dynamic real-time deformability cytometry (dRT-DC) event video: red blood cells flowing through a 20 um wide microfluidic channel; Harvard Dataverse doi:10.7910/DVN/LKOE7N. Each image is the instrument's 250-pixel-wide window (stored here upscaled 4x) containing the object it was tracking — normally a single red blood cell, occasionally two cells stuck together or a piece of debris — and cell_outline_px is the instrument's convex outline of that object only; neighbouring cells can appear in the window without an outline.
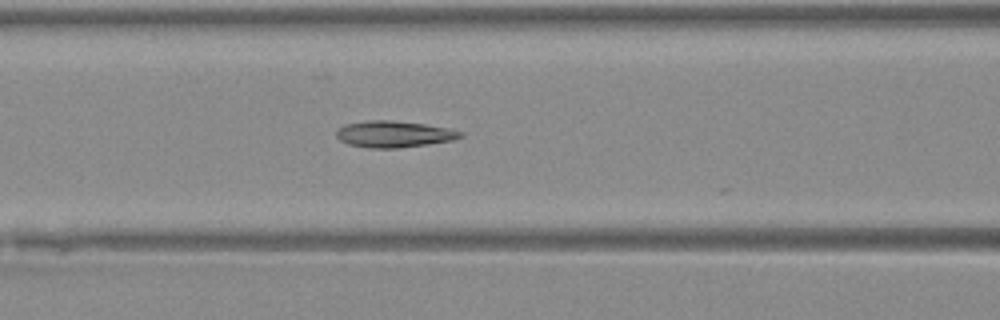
{"species": "Egyptian fruit bat (a non-hibernating species)", "species_latin": "Rousettus aegyptiacus", "temperature_condition": "warm", "stored_images_in_passage": 38, "camera_frame_rate_fps": 3000, "um_per_image_px": 0.085, "animal": {"sex": "female"}, "frame": {"image": 1, "passage_image": 15, "time_ms": 4.667, "image_size_px": [1000, 320], "cell_outline_px": [[464, 136], [452, 140], [428, 144], [396, 148], [368, 148], [348, 144], [340, 140], [336, 136], [336, 132], [344, 124], [368, 120], [392, 120], [424, 124], [448, 128], [464, 132]], "centroid_in_image_um": [33.48, 11.4], "position_along_channel_um": 133.1, "area_um2": 19.13}}
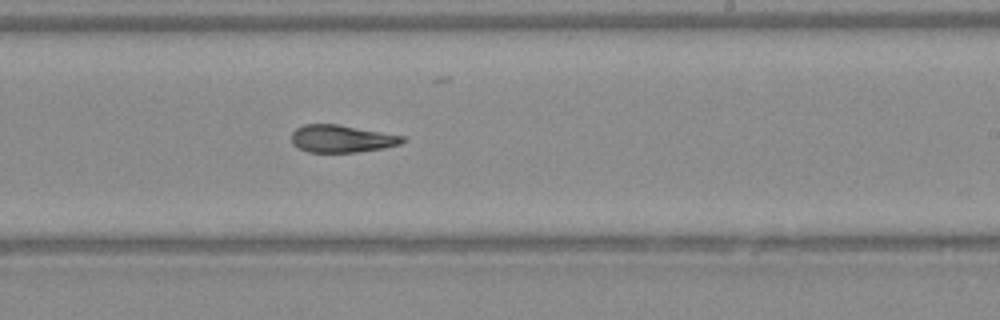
{"frame": {"image": 2, "passage_image": 24, "time_ms": 7.667, "image_size_px": [1000, 320], "cell_outline_px": [[404, 140], [400, 144], [380, 148], [356, 152], [308, 152], [292, 144], [292, 132], [296, 128], [304, 124], [336, 124], [404, 136]], "centroid_in_image_um": [28.99, 11.78], "position_along_channel_um": 260.0, "area_um2": 17.46}}
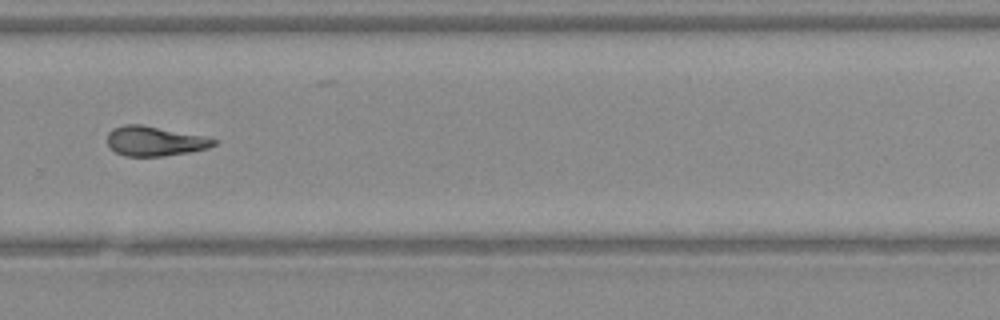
{"frame": {"image": 3, "passage_image": 28, "time_ms": 9.0, "image_size_px": [1000, 320], "cell_outline_px": [[216, 144], [208, 148], [188, 152], [164, 156], [124, 156], [116, 152], [108, 144], [108, 132], [112, 128], [124, 124], [140, 124], [204, 136], [216, 140]], "centroid_in_image_um": [13.13, 11.99], "position_along_channel_um": 316.7, "area_um2": 18.26}}